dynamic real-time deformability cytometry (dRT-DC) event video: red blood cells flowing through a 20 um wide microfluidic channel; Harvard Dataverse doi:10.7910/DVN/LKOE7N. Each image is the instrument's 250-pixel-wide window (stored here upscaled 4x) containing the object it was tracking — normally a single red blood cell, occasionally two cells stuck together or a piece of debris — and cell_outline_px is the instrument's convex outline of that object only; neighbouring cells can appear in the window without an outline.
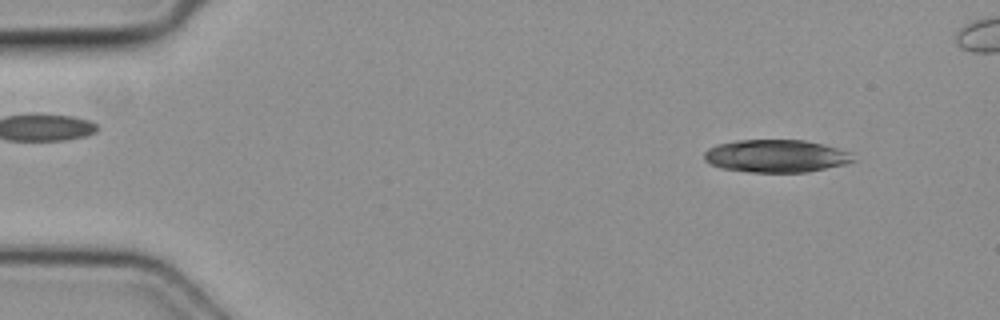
{"species": "common noctule bat (a hibernating species)", "species_latin": "Nyctalus noctula", "temperature_condition": "cold", "stored_images_in_passage": 7, "camera_frame_rate_fps": 3000, "um_per_image_px": 0.085, "animal": {"sex": "female", "body_mass_g": 19.3, "forearm_length_mm": 54.1}, "frame": {"image": 1, "passage_image": 2, "time_ms": 0.333, "image_size_px": [1000, 320], "cell_outline_px": [[856, 160], [844, 164], [808, 172], [748, 172], [720, 168], [704, 160], [704, 152], [708, 148], [716, 144], [736, 140], [804, 140], [824, 144], [852, 152]], "centroid_in_image_um": [65.97, 13.26], "position_along_channel_um": 19.0, "area_um2": 28.61}}
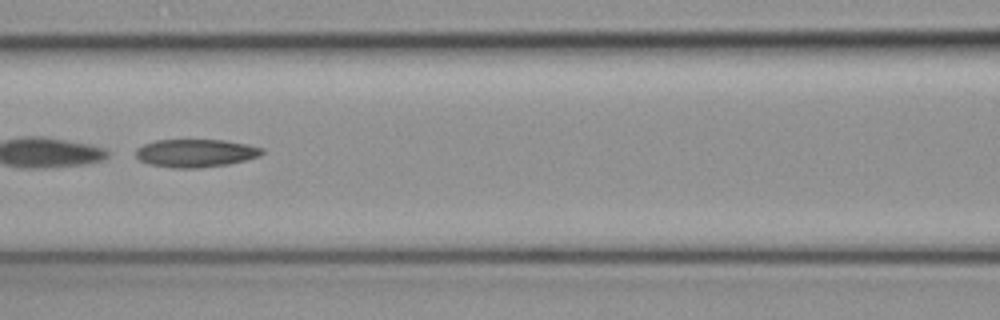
{"frame": {"image": 2, "passage_image": 7, "time_ms": 2.0, "image_size_px": [1000, 320], "cell_outline_px": [[264, 152], [260, 156], [228, 164], [200, 168], [172, 168], [148, 164], [140, 160], [136, 156], [136, 148], [144, 144], [156, 140], [224, 140], [264, 148]], "centroid_in_image_um": [16.61, 13.02], "position_along_channel_um": 150.0, "area_um2": 20.58}}